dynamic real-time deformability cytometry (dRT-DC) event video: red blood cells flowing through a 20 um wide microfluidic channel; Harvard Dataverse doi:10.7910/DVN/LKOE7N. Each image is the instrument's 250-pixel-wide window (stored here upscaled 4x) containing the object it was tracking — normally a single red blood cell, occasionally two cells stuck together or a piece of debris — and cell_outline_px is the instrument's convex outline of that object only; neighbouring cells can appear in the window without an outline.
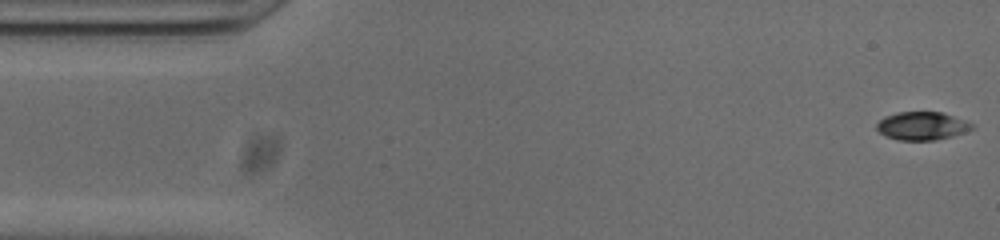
{"species": "common noctule bat (a hibernating species)", "species_latin": "Nyctalus noctula", "temperature_condition": "cold", "stored_images_in_passage": 52, "camera_frame_rate_fps": 3000, "um_per_image_px": 0.085, "animal": {"sex": "male", "body_mass_g": 20.0, "forearm_length_mm": 53.3}, "frame": {"image": 1, "passage_image": 1, "time_ms": 0.0, "image_size_px": [1000, 240], "cell_outline_px": [[976, 128], [952, 136], [936, 140], [896, 140], [884, 136], [876, 128], [876, 124], [884, 116], [896, 112], [944, 112], [964, 120], [972, 124]], "centroid_in_image_um": [78.35, 10.7], "position_along_channel_um": 6.6, "area_um2": 15.78}}
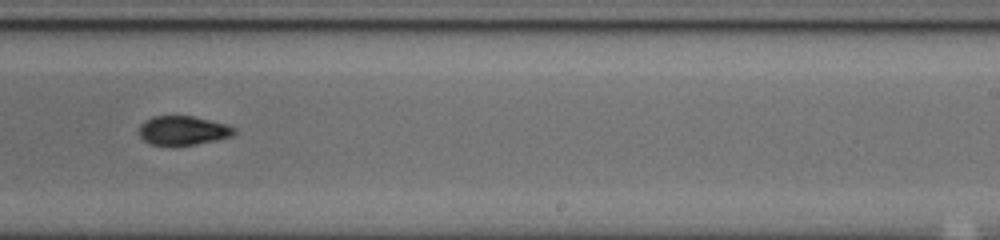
{"frame": {"image": 2, "passage_image": 31, "time_ms": 10.0, "image_size_px": [1000, 240], "cell_outline_px": [[236, 132], [232, 136], [196, 144], [152, 144], [144, 140], [140, 136], [140, 124], [144, 120], [152, 116], [192, 116], [228, 124], [236, 128]], "centroid_in_image_um": [15.57, 11.06], "position_along_channel_um": 273.4, "area_um2": 15.9}}
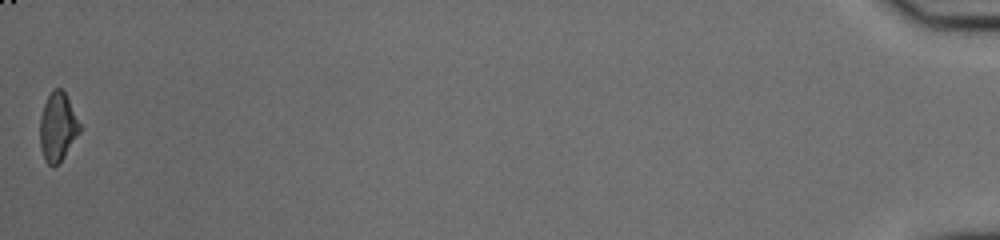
{"frame": {"image": 3, "passage_image": 52, "time_ms": 17.0, "image_size_px": [1000, 240], "cell_outline_px": [[80, 132], [64, 156], [56, 164], [48, 164], [44, 160], [40, 148], [40, 116], [44, 104], [52, 88], [60, 88], [64, 92], [80, 124]], "centroid_in_image_um": [4.88, 10.78], "position_along_channel_um": 430.3, "area_um2": 15.61}, "authors_computed_cell_mechanics": {"area_um2": 16.4441, "velocity_mm_per_s": 3.8368, "shape_relaxation_time_tau1_ms": 4.0932, "shape_relaxation_time_tau2_ms": 7.9381, "deformation_change_tau1": 0.1489, "deformation_change_tau2": 0.1112}}